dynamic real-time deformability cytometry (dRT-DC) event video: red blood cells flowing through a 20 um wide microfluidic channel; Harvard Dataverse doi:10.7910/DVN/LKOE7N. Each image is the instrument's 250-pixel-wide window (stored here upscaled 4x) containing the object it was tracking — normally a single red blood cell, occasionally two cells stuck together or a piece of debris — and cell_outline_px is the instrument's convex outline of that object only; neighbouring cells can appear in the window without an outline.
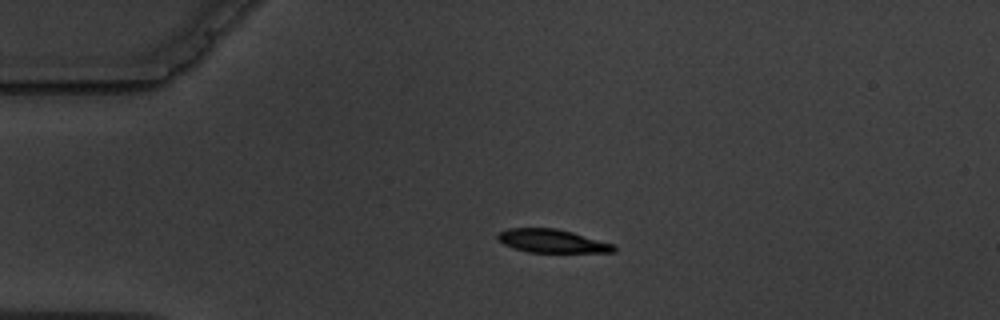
{"species": "common noctule bat (a hibernating species)", "species_latin": "Nyctalus noctula", "temperature_condition": "warm", "stored_images_in_passage": 3, "camera_frame_rate_fps": 3000, "um_per_image_px": 0.085, "animal": {"sex": "male", "body_mass_g": 19.5, "forearm_length_mm": 54.6}, "frame": {"image": 1, "passage_image": 2, "time_ms": 1.0, "image_size_px": [1000, 320], "cell_outline_px": [[616, 252], [528, 252], [512, 248], [504, 244], [496, 236], [500, 232], [508, 228], [556, 228], [572, 232], [616, 244]], "centroid_in_image_um": [46.96, 20.49], "position_along_channel_um": 38.0, "area_um2": 15.84}}